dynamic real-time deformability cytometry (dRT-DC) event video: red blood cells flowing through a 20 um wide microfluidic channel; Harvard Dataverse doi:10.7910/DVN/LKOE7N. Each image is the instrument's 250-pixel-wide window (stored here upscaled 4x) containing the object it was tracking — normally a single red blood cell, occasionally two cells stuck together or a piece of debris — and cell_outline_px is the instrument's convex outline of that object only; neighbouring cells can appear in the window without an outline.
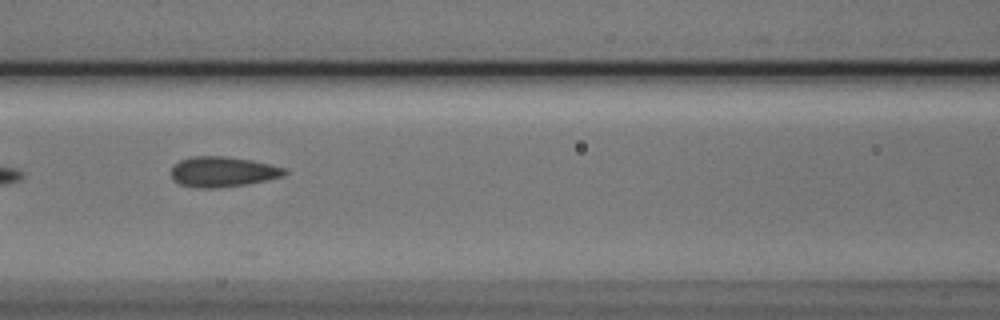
{"species": "Egyptian fruit bat (a non-hibernating species)", "species_latin": "Rousettus aegyptiacus", "temperature_condition": "cold", "stored_images_in_passage": 4, "camera_frame_rate_fps": 3000, "um_per_image_px": 0.085, "animal": {"sex": "male"}, "frame": {"image": 1, "passage_image": 4, "time_ms": 1.0, "image_size_px": [1000, 320], "cell_outline_px": [[288, 172], [284, 176], [244, 184], [220, 188], [196, 188], [180, 184], [172, 176], [172, 168], [180, 160], [192, 156], [224, 156], [248, 160], [268, 164], [284, 168]], "centroid_in_image_um": [18.91, 14.6], "position_along_channel_um": 147.7, "area_um2": 19.65}}